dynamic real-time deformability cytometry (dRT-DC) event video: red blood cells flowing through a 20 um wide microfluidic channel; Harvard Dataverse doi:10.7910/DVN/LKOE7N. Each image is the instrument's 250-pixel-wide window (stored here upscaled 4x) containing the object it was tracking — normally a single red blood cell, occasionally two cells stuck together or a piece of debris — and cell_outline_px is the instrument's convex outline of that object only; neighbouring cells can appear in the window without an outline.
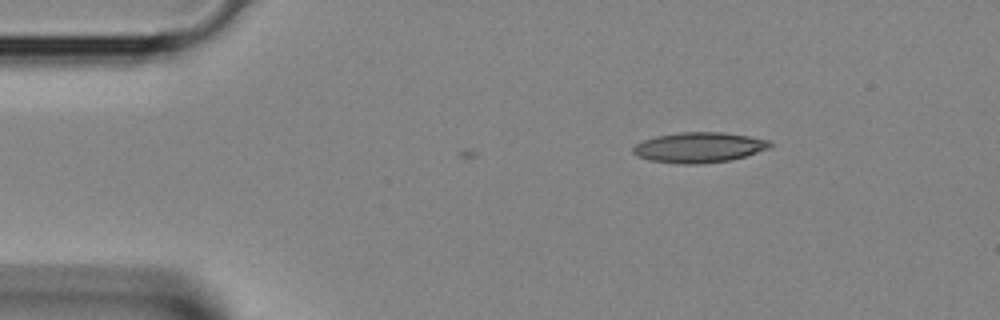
{"species": "Egyptian fruit bat (a non-hibernating species)", "species_latin": "Rousettus aegyptiacus", "temperature_condition": "room temperature", "stored_images_in_passage": 4, "camera_frame_rate_fps": 3000, "um_per_image_px": 0.085, "animal": {"sex": "female"}, "frame": {"image": 1, "passage_image": 1, "time_ms": 0.0, "image_size_px": [1000, 320], "cell_outline_px": [[772, 148], [732, 160], [700, 164], [680, 164], [648, 160], [636, 156], [632, 152], [632, 148], [636, 144], [644, 140], [656, 136], [680, 132], [720, 132], [748, 136], [768, 140], [772, 144]], "centroid_in_image_um": [59.41, 12.54], "position_along_channel_um": 25.6, "area_um2": 24.33}}